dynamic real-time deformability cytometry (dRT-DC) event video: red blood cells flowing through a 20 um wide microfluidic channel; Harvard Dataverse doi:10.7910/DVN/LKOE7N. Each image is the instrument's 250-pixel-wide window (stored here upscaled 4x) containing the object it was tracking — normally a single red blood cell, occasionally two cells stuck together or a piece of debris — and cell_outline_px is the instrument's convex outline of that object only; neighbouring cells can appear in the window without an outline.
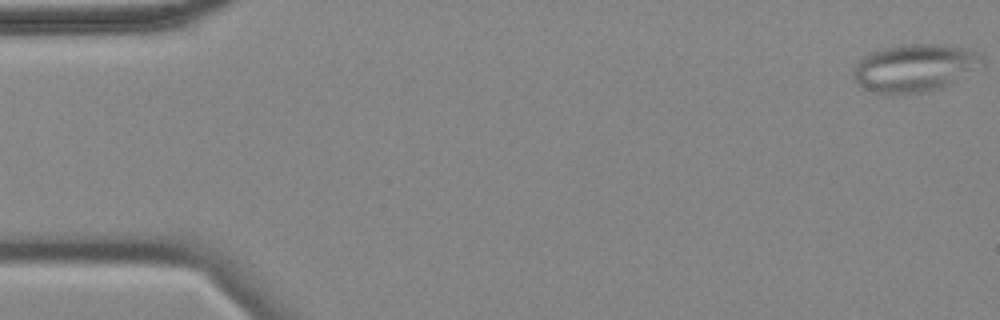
{"species": "common noctule bat (a hibernating species)", "species_latin": "Nyctalus noctula", "temperature_condition": "cold", "stored_images_in_passage": 57, "segment_of_instrument_passage": [1, 2], "camera_frame_rate_fps": 3000, "um_per_image_px": 0.085, "animal": {"sex": "female", "body_mass_g": 18.4}, "frame": {"image": 1, "passage_image": 1, "time_ms": 0.0, "image_size_px": [1000, 320], "cell_outline_px": [[984, 68], [940, 88], [924, 92], [892, 96], [872, 92], [860, 88], [852, 72], [856, 64], [864, 56], [872, 52], [884, 48], [904, 44], [940, 44], [968, 48], [984, 56]], "centroid_in_image_um": [77.79, 5.79], "position_along_channel_um": 7.2, "area_um2": 36.65}}